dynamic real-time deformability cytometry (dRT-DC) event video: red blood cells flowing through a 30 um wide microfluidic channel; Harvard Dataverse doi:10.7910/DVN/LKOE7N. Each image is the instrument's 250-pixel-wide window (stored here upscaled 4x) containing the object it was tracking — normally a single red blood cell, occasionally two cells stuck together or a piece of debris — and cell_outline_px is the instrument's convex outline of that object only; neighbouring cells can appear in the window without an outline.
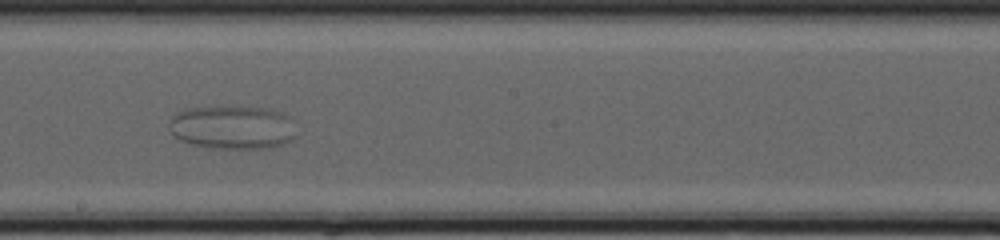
{"species": "common noctule bat (a hibernating species)", "species_latin": "Nyctalus noctula", "temperature_condition": "cold", "stored_images_in_passage": 49, "camera_frame_rate_fps": 3000, "um_per_image_px": 0.085, "animal": {"sex": "female", "body_mass_g": 20.0, "forearm_length_mm": 54.0}, "frame": {"image": 1, "passage_image": 27, "time_ms": 8.667, "image_size_px": [1000, 240], "cell_outline_px": [[296, 136], [292, 140], [268, 148], [208, 148], [192, 144], [180, 140], [172, 132], [172, 116], [176, 112], [184, 108], [232, 104], [268, 108], [292, 116], [296, 120]], "centroid_in_image_um": [19.84, 10.77], "position_along_channel_um": 228.4, "area_um2": 33.35}}